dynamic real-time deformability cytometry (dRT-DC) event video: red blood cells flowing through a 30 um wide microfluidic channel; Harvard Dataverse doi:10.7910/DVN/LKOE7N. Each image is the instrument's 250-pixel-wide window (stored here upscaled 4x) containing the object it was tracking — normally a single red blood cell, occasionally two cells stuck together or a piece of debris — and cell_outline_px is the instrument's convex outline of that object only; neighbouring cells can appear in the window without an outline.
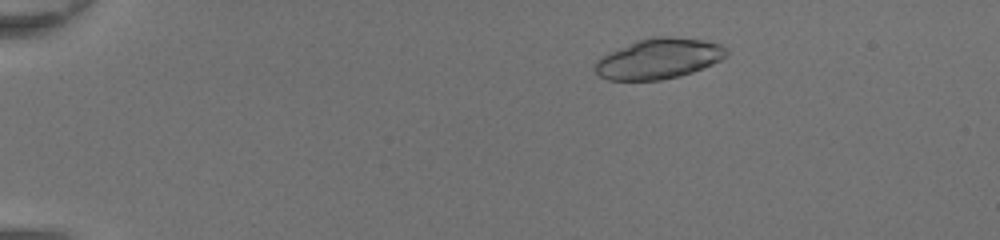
{"species": "common noctule bat (a hibernating species)", "species_latin": "Nyctalus noctula", "temperature_condition": "room temperature", "stored_images_in_passage": 47, "camera_frame_rate_fps": 3000, "um_per_image_px": 0.085, "animal": {"sex": "female", "body_mass_g": 20.0, "forearm_length_mm": 54.0}, "frame": {"image": 1, "passage_image": 8, "time_ms": 2.333, "image_size_px": [1000, 240], "cell_outline_px": [[728, 56], [712, 64], [692, 72], [680, 76], [660, 80], [608, 80], [600, 76], [592, 68], [592, 64], [600, 56], [608, 52], [636, 40], [652, 36], [672, 36], [700, 40], [720, 44], [728, 48]], "centroid_in_image_um": [55.95, 4.98], "position_along_channel_um": 29.1, "area_um2": 31.27}}